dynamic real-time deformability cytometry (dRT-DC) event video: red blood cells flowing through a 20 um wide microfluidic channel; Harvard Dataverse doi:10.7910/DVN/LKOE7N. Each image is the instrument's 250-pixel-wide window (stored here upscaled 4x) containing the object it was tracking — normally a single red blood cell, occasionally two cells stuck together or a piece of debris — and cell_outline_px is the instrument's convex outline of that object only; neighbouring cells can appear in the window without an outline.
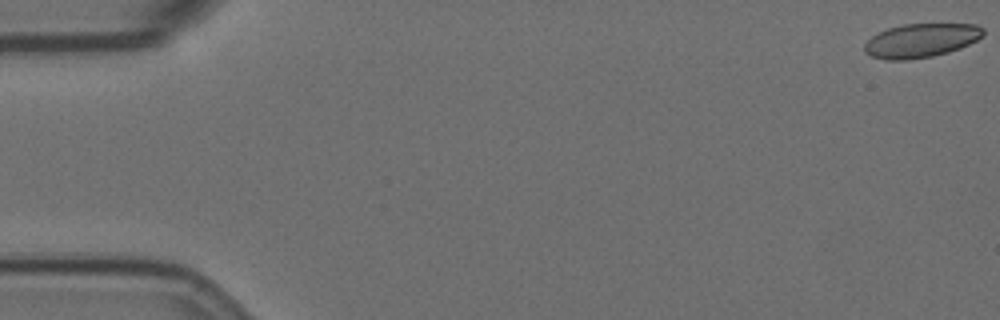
{"species": "Egyptian fruit bat (a non-hibernating species)", "species_latin": "Rousettus aegyptiacus", "temperature_condition": "room temperature", "stored_images_in_passage": 16, "camera_frame_rate_fps": 3000, "um_per_image_px": 0.085, "animal": {"sex": "female"}, "frame": {"image": 1, "passage_image": 1, "time_ms": 0.0, "image_size_px": [1000, 320], "cell_outline_px": [[984, 36], [960, 48], [948, 52], [932, 56], [908, 60], [888, 60], [872, 56], [864, 52], [864, 44], [872, 36], [888, 28], [904, 24], [976, 24], [984, 28]], "centroid_in_image_um": [78.3, 3.44], "position_along_channel_um": 6.7, "area_um2": 23.41}}
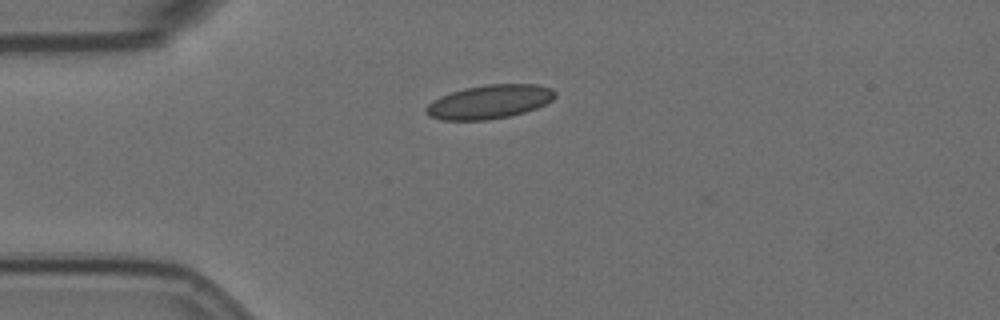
{"frame": {"image": 2, "passage_image": 15, "time_ms": 4.667, "image_size_px": [1000, 320], "cell_outline_px": [[556, 96], [552, 100], [536, 108], [524, 112], [508, 116], [488, 120], [440, 120], [428, 116], [424, 112], [424, 108], [432, 100], [440, 96], [464, 88], [488, 84], [536, 84], [552, 88], [556, 92]], "centroid_in_image_um": [41.57, 8.65], "position_along_channel_um": 43.4, "area_um2": 25.55}}